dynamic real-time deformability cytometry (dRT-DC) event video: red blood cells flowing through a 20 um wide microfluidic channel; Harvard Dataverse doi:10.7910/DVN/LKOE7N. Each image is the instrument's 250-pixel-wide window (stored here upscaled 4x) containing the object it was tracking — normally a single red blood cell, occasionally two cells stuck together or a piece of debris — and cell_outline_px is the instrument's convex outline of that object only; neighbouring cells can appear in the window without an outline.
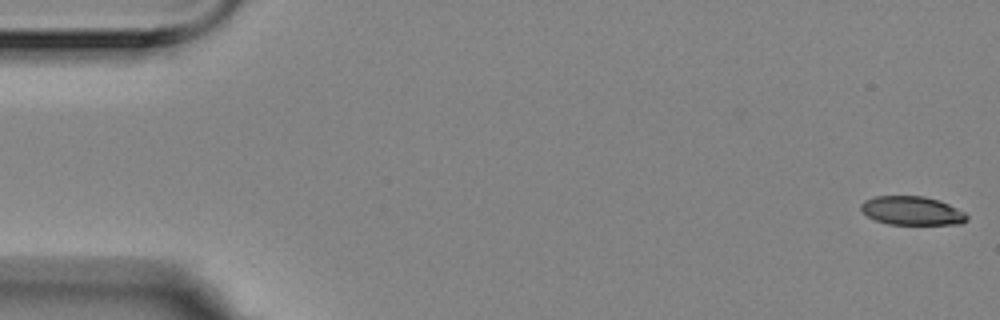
{"species": "Egyptian fruit bat (a non-hibernating species)", "species_latin": "Rousettus aegyptiacus", "temperature_condition": "room temperature", "stored_images_in_passage": 4, "camera_frame_rate_fps": 3000, "um_per_image_px": 0.085, "animal": {"sex": "female"}, "frame": {"image": 1, "passage_image": 1, "time_ms": 0.0, "image_size_px": [1000, 320], "cell_outline_px": [[968, 220], [960, 224], [888, 224], [876, 220], [868, 216], [860, 208], [860, 204], [864, 200], [876, 196], [924, 196], [940, 200], [964, 212], [968, 216]], "centroid_in_image_um": [77.52, 17.9], "position_along_channel_um": 7.5, "area_um2": 17.69}}